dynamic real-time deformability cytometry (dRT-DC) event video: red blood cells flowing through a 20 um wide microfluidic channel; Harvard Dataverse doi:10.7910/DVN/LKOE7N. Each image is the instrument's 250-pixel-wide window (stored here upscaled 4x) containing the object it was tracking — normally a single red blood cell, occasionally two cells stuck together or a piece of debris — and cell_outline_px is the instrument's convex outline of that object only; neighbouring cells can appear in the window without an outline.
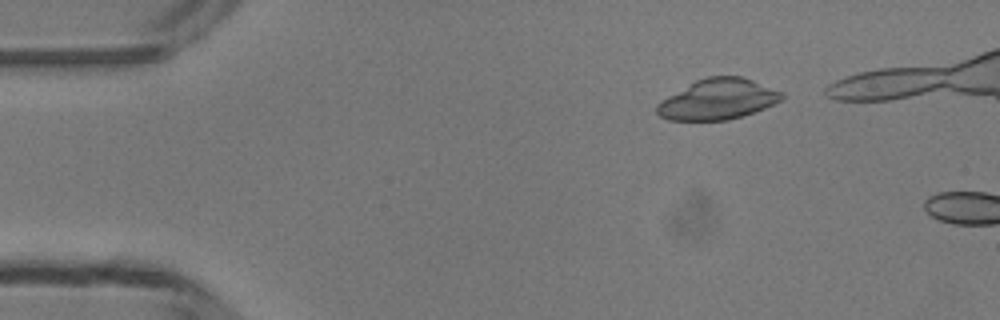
{"species": "common noctule bat (a hibernating species)", "species_latin": "Nyctalus noctula", "temperature_condition": "room temperature", "stored_images_in_passage": 6, "camera_frame_rate_fps": 3000, "um_per_image_px": 0.085, "animal": {"sex": "male", "body_mass_g": 13.3}, "frame": {"image": 1, "passage_image": 4, "time_ms": 1.0, "image_size_px": [1000, 320], "cell_outline_px": [[784, 96], [780, 100], [764, 108], [728, 120], [668, 120], [660, 116], [656, 112], [656, 104], [668, 96], [696, 80], [708, 76], [740, 76], [752, 80], [784, 92]], "centroid_in_image_um": [61.0, 8.43], "position_along_channel_um": 24.0, "area_um2": 29.19}}